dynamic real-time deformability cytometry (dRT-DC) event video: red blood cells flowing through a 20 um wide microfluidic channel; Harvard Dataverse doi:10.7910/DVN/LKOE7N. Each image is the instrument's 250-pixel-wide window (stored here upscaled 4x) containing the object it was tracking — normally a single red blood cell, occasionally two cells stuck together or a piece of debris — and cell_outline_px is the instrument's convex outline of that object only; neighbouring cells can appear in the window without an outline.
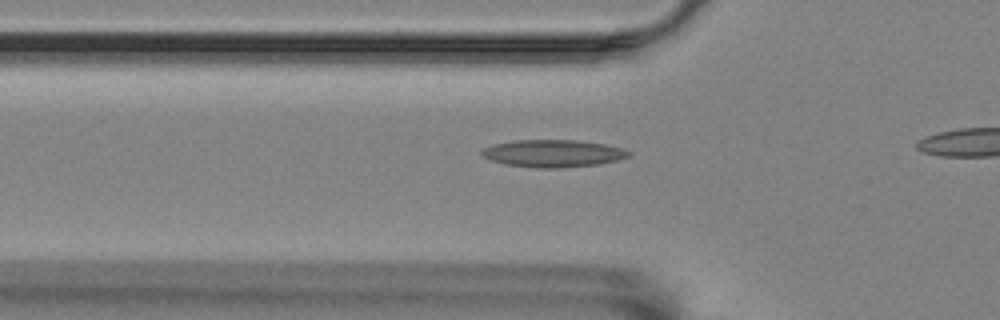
{"species": "Egyptian fruit bat (a non-hibernating species)", "species_latin": "Rousettus aegyptiacus", "temperature_condition": "room temperature", "stored_images_in_passage": 10, "camera_frame_rate_fps": 3000, "um_per_image_px": 0.085, "animal": {"sex": "female"}, "frame": {"image": 1, "passage_image": 4, "time_ms": 1.0, "image_size_px": [1000, 320], "cell_outline_px": [[632, 152], [628, 156], [620, 160], [600, 164], [560, 168], [536, 168], [504, 164], [488, 160], [480, 156], [480, 152], [484, 148], [492, 144], [512, 140], [576, 140], [604, 144], [620, 148]], "centroid_in_image_um": [46.95, 13.04], "position_along_channel_um": 78.8, "area_um2": 23.7}}
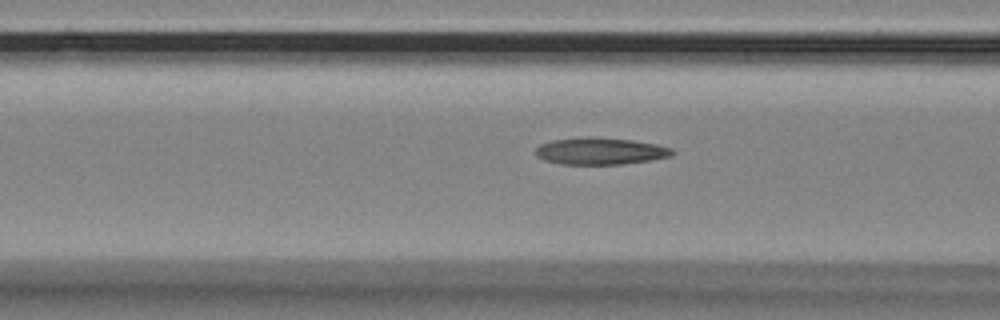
{"frame": {"image": 2, "passage_image": 7, "time_ms": 2.0, "image_size_px": [1000, 320], "cell_outline_px": [[676, 152], [672, 156], [652, 160], [620, 164], [560, 164], [544, 160], [536, 156], [536, 148], [540, 144], [552, 140], [588, 136], [632, 140], [656, 144], [672, 148]], "centroid_in_image_um": [51.04, 12.84], "position_along_channel_um": 115.6, "area_um2": 21.56}}